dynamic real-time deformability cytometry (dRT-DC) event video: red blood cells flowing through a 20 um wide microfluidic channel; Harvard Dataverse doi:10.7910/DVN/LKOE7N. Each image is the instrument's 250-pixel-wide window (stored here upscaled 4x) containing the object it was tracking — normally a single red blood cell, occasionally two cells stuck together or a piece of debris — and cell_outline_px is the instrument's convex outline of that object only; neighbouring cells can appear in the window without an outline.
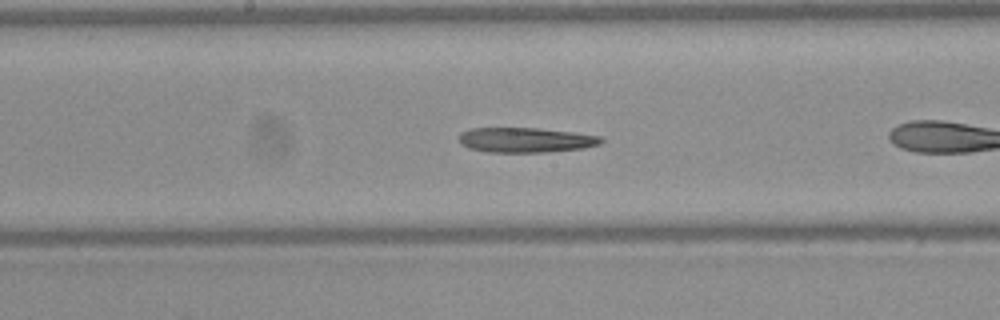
{"species": "Egyptian fruit bat (a non-hibernating species)", "species_latin": "Rousettus aegyptiacus", "temperature_condition": "warm", "stored_images_in_passage": 35, "camera_frame_rate_fps": 3000, "um_per_image_px": 0.085, "frame": {"image": 1, "passage_image": 11, "time_ms": 3.333, "image_size_px": [1000, 320], "cell_outline_px": [[604, 140], [600, 144], [584, 148], [544, 152], [488, 152], [468, 148], [460, 144], [460, 132], [472, 128], [540, 128], [572, 132], [600, 136]], "centroid_in_image_um": [44.67, 11.9], "position_along_channel_um": 203.5, "area_um2": 20.63}}
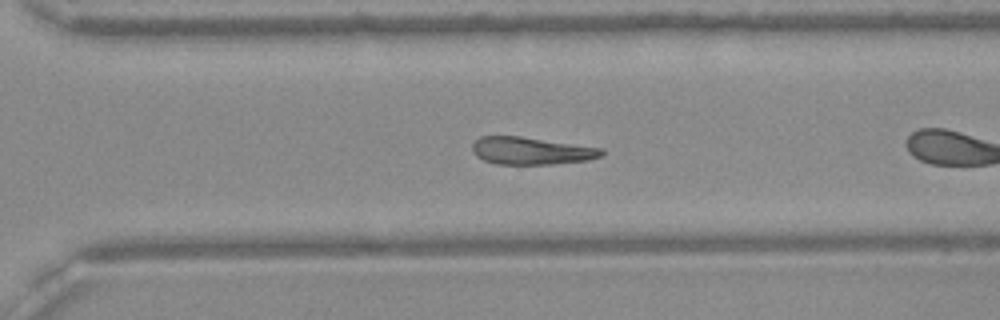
{"frame": {"image": 2, "passage_image": 20, "time_ms": 6.333, "image_size_px": [1000, 320], "cell_outline_px": [[604, 156], [588, 160], [552, 164], [496, 164], [484, 160], [476, 156], [472, 152], [472, 144], [480, 136], [520, 136], [604, 148]], "centroid_in_image_um": [45.17, 12.82], "position_along_channel_um": 325.4, "area_um2": 20.81}}